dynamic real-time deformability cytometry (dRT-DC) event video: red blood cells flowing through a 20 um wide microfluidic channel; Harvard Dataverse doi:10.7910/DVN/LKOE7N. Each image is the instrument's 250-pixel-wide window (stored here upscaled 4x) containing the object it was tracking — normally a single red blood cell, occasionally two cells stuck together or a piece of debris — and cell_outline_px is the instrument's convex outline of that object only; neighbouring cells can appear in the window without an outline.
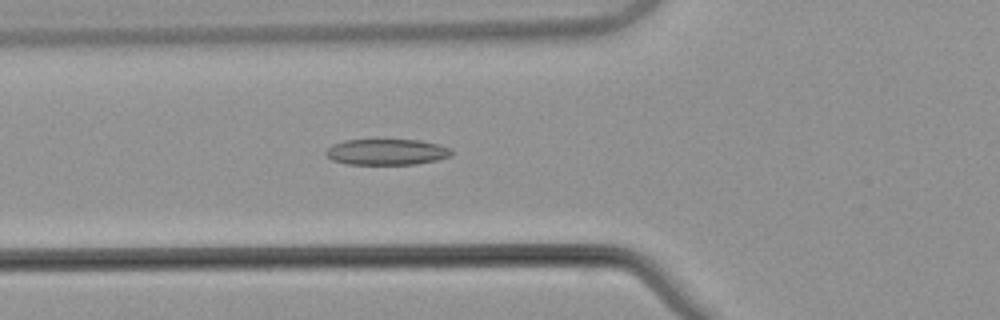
{"species": "common noctule bat (a hibernating species)", "species_latin": "Nyctalus noctula", "temperature_condition": "warm", "stored_images_in_passage": 53, "camera_frame_rate_fps": 3000, "um_per_image_px": 0.085, "animal": {"sex": "male", "body_mass_g": 21.5, "forearm_length_mm": 52.0}, "frame": {"image": 1, "passage_image": 19, "time_ms": 6.0, "image_size_px": [1000, 320], "cell_outline_px": [[452, 156], [436, 160], [416, 164], [348, 164], [332, 160], [324, 152], [332, 144], [344, 140], [420, 140], [452, 148]], "centroid_in_image_um": [32.87, 12.91], "position_along_channel_um": 92.9, "area_um2": 18.96}}
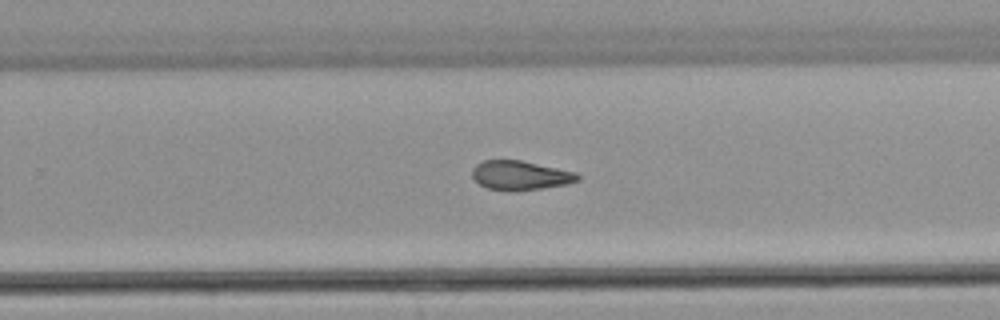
{"frame": {"image": 2, "passage_image": 34, "time_ms": 11.0, "image_size_px": [1000, 320], "cell_outline_px": [[580, 180], [564, 184], [544, 188], [516, 192], [488, 188], [480, 184], [472, 176], [472, 168], [476, 164], [484, 160], [520, 160], [576, 172], [580, 176]], "centroid_in_image_um": [44.22, 14.91], "position_along_channel_um": 285.6, "area_um2": 17.98}}
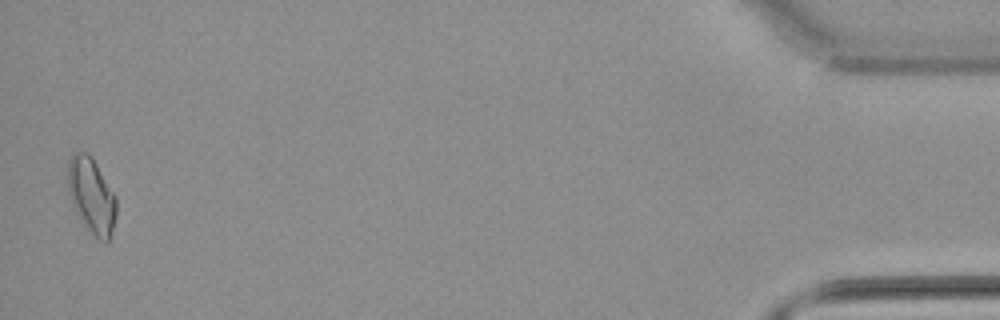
{"frame": {"image": 3, "passage_image": 52, "time_ms": 17.0, "image_size_px": [1000, 320], "cell_outline_px": [[116, 216], [112, 232], [108, 240], [104, 244], [88, 228], [80, 216], [68, 192], [68, 160], [76, 152], [88, 152], [92, 156], [116, 196]], "centroid_in_image_um": [7.81, 16.59], "position_along_channel_um": 427.4, "area_um2": 20.92}, "authors_computed_cell_mechanics": {"area_um2": 18.9006, "velocity_mm_per_s": 3.8544, "shape_relaxation_time_tau1_ms": null, "shape_relaxation_time_tau2_ms": 4.4587, "deformation_change_tau1": null, "deformation_change_tau2": 0.1282}}